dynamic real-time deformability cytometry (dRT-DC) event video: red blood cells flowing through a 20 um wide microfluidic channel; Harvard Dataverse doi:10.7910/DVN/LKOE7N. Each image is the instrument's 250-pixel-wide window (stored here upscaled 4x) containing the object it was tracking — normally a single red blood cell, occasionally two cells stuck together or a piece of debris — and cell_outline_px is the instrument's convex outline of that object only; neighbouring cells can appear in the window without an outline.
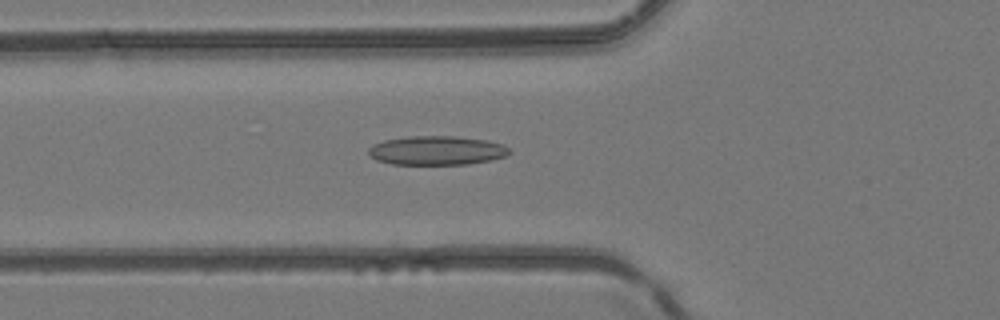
{"species": "common noctule bat (a hibernating species)", "species_latin": "Nyctalus noctula", "temperature_condition": "room temperature", "stored_images_in_passage": 49, "camera_frame_rate_fps": 3000, "um_per_image_px": 0.085, "animal": {"sex": "female", "body_mass_g": 24.6, "forearm_length_mm": 56.2}, "frame": {"image": 1, "passage_image": 18, "time_ms": 5.667, "image_size_px": [1000, 320], "cell_outline_px": [[512, 152], [504, 156], [492, 160], [468, 164], [392, 164], [376, 160], [368, 156], [368, 148], [372, 144], [384, 140], [408, 136], [456, 136], [484, 140], [504, 144]], "centroid_in_image_um": [37.09, 12.79], "position_along_channel_um": 88.7, "area_um2": 23.99}}
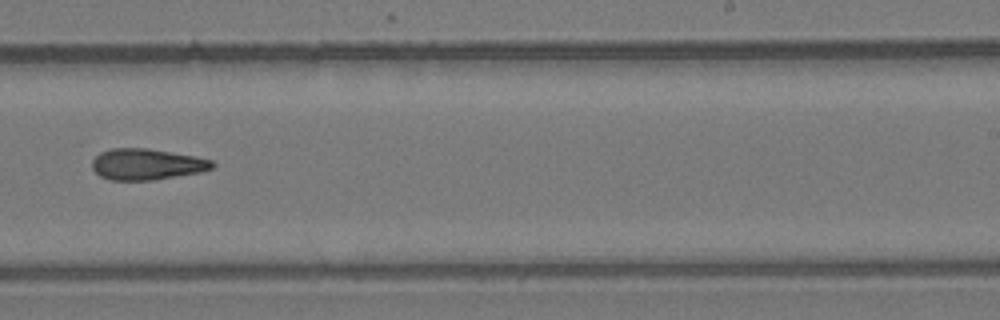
{"frame": {"image": 2, "passage_image": 31, "time_ms": 10.0, "image_size_px": [1000, 320], "cell_outline_px": [[216, 164], [212, 168], [200, 172], [152, 180], [112, 180], [100, 176], [92, 168], [92, 160], [100, 152], [112, 148], [148, 148], [196, 156], [212, 160]], "centroid_in_image_um": [12.47, 13.95], "position_along_channel_um": 276.5, "area_um2": 21.79}}
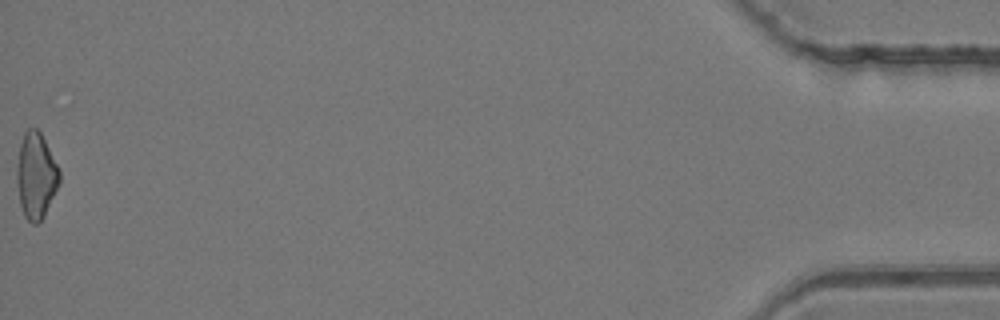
{"frame": {"image": 3, "passage_image": 49, "time_ms": 16.0, "image_size_px": [1000, 320], "cell_outline_px": [[60, 184], [44, 216], [36, 224], [32, 224], [24, 216], [20, 204], [16, 180], [16, 168], [20, 144], [24, 132], [28, 128], [36, 128], [40, 132], [60, 172]], "centroid_in_image_um": [3.05, 14.95], "position_along_channel_um": 432.2, "area_um2": 21.27}}